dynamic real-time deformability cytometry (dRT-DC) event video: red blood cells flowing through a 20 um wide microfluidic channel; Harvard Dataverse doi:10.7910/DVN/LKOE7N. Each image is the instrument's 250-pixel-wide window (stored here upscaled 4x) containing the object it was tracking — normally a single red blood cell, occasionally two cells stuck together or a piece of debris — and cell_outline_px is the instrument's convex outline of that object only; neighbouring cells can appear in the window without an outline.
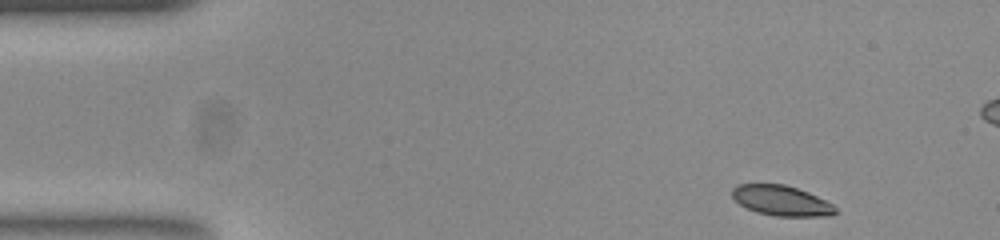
{"species": "common noctule bat (a hibernating species)", "species_latin": "Nyctalus noctula", "temperature_condition": "room temperature", "stored_images_in_passage": 49, "camera_frame_rate_fps": 3000, "um_per_image_px": 0.085, "animal": {"sex": "female", "body_mass_g": 23.0, "forearm_length_mm": 53.4}, "frame": {"image": 1, "passage_image": 1, "time_ms": 0.0, "image_size_px": [1000, 240], "cell_outline_px": [[840, 212], [832, 216], [776, 216], [756, 212], [740, 204], [732, 196], [732, 188], [736, 184], [784, 184], [808, 192], [832, 204]], "centroid_in_image_um": [66.44, 17.06], "position_along_channel_um": 18.6, "area_um2": 18.15}}
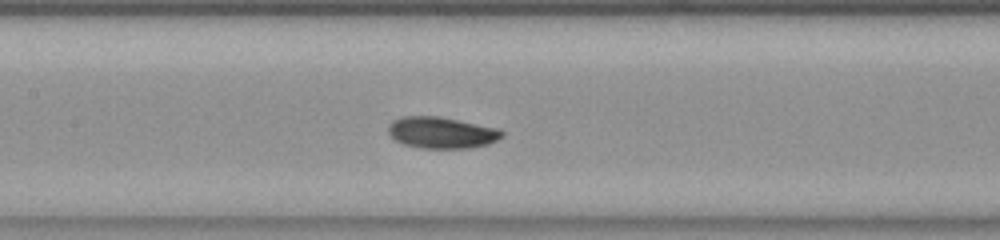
{"frame": {"image": 2, "passage_image": 20, "time_ms": 6.333, "image_size_px": [1000, 240], "cell_outline_px": [[504, 136], [488, 144], [472, 148], [420, 148], [404, 144], [396, 140], [388, 132], [388, 124], [392, 120], [400, 116], [440, 116], [500, 128], [504, 132]], "centroid_in_image_um": [37.55, 11.26], "position_along_channel_um": 169.8, "area_um2": 21.1}}
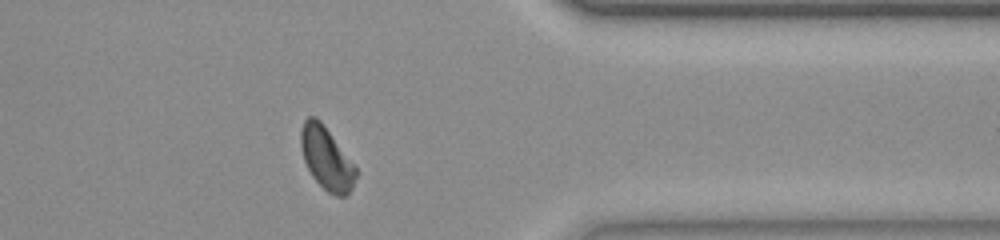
{"frame": {"image": 3, "passage_image": 38, "time_ms": 12.333, "image_size_px": [1000, 240], "cell_outline_px": [[356, 176], [352, 188], [348, 196], [336, 196], [328, 192], [312, 176], [304, 160], [300, 148], [300, 132], [304, 120], [308, 116], [316, 116], [320, 120], [356, 164]], "centroid_in_image_um": [27.76, 13.44], "position_along_channel_um": 383.6, "area_um2": 20.35}, "authors_computed_cell_mechanics": {"area_um2": 20.1144, "velocity_mm_per_s": 3.8138, "shape_relaxation_time_tau1_ms": 2.3253, "shape_relaxation_time_tau2_ms": 3.2831, "deformation_change_tau1": 0.0984, "deformation_change_tau2": 0.0513}}